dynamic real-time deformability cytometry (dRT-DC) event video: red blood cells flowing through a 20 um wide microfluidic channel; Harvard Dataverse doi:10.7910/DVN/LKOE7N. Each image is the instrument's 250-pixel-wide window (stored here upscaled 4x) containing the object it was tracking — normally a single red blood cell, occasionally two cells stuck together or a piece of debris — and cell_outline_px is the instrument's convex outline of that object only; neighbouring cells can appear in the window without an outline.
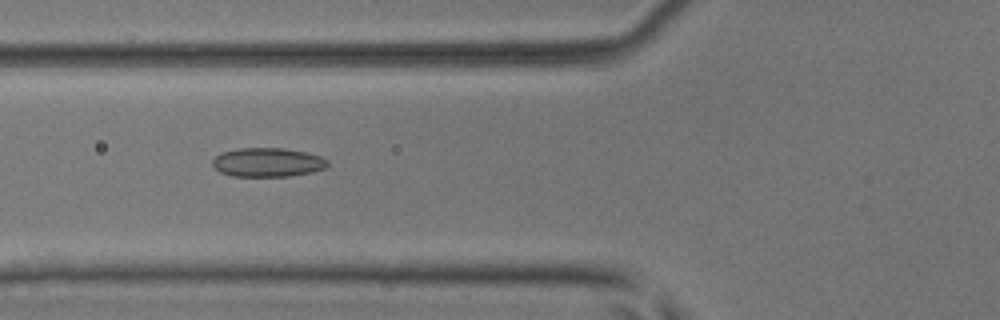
{"species": "common noctule bat (a hibernating species)", "species_latin": "Nyctalus noctula", "temperature_condition": "room temperature", "stored_images_in_passage": 8, "camera_frame_rate_fps": 3000, "um_per_image_px": 0.085, "animal": {"sex": "male", "body_mass_g": 17.9, "forearm_length_mm": 54.2}, "frame": {"image": 1, "passage_image": 6, "time_ms": 1.667, "image_size_px": [1000, 320], "cell_outline_px": [[328, 164], [324, 168], [312, 172], [288, 176], [232, 176], [220, 172], [212, 164], [212, 160], [216, 156], [224, 152], [240, 148], [284, 148], [304, 152], [320, 156], [328, 160]], "centroid_in_image_um": [22.75, 13.8], "position_along_channel_um": 103.1, "area_um2": 19.25}}
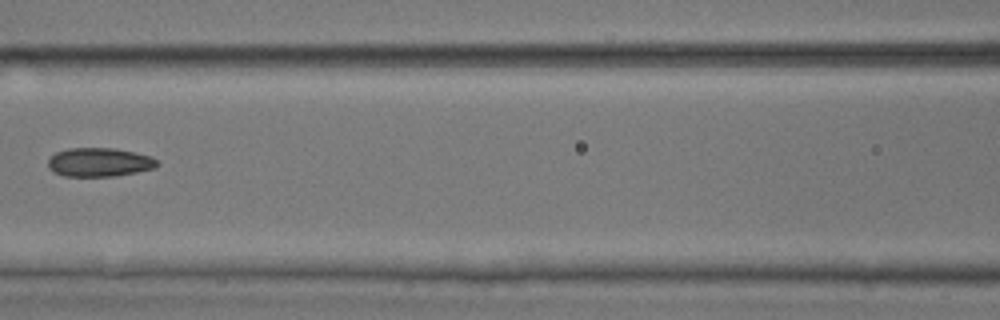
{"frame": {"image": 2, "passage_image": 7, "time_ms": 2.0, "image_size_px": [1000, 320], "cell_outline_px": [[160, 164], [152, 168], [136, 172], [116, 176], [64, 176], [48, 168], [48, 160], [56, 152], [68, 148], [116, 148], [136, 152], [152, 156]], "centroid_in_image_um": [8.46, 13.78], "position_along_channel_um": 158.1, "area_um2": 18.32}}
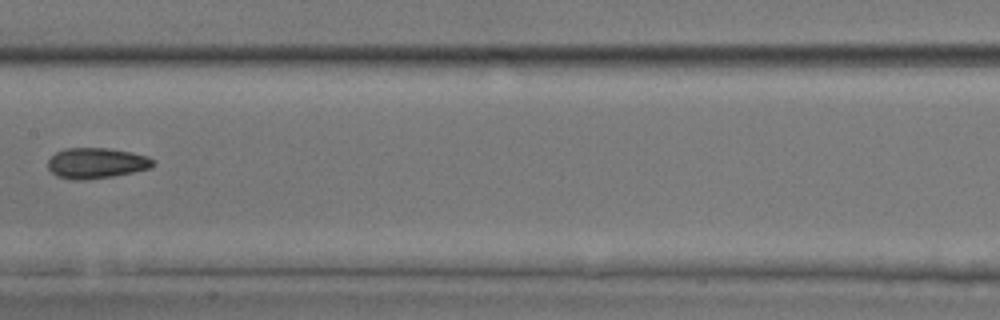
{"frame": {"image": 3, "passage_image": 8, "time_ms": 2.333, "image_size_px": [1000, 320], "cell_outline_px": [[156, 164], [152, 168], [112, 176], [84, 180], [72, 180], [56, 176], [48, 168], [48, 160], [56, 152], [64, 148], [108, 148], [132, 152], [148, 156], [156, 160]], "centroid_in_image_um": [8.22, 13.86], "position_along_channel_um": 199.2, "area_um2": 18.96}}